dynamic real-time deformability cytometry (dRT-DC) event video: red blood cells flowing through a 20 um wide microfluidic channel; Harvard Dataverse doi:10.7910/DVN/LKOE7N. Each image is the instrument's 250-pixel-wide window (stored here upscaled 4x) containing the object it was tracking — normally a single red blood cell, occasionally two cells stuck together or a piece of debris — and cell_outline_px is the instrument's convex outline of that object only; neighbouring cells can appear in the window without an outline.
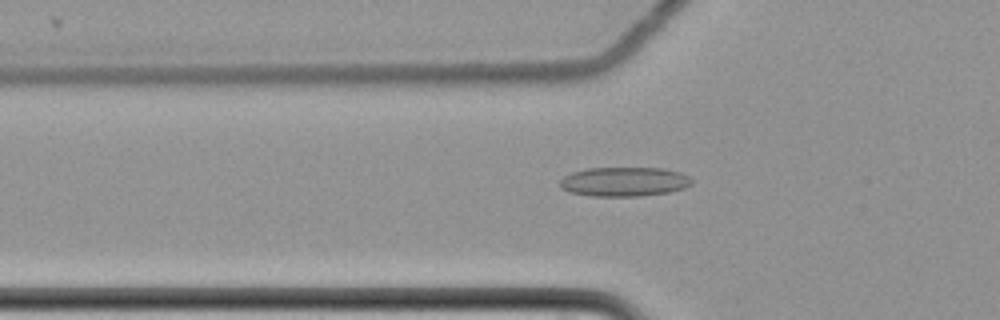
{"species": "common noctule bat (a hibernating species)", "species_latin": "Nyctalus noctula", "temperature_condition": "cold", "stored_images_in_passage": 52, "camera_frame_rate_fps": 3000, "um_per_image_px": 0.085, "animal": {"sex": "female", "body_mass_g": 22.7, "forearm_length_mm": 54.2}, "frame": {"image": 1, "passage_image": 13, "time_ms": 4.0, "image_size_px": [1000, 320], "cell_outline_px": [[692, 184], [684, 188], [668, 192], [640, 196], [592, 196], [568, 192], [560, 188], [560, 180], [564, 176], [572, 172], [588, 168], [664, 168], [680, 172], [688, 176], [692, 180]], "centroid_in_image_um": [53.04, 15.44], "position_along_channel_um": 72.8, "area_um2": 22.6}}
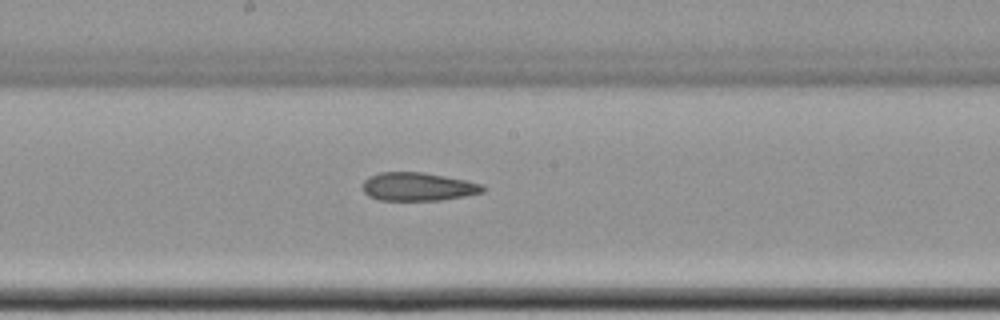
{"frame": {"image": 2, "passage_image": 25, "time_ms": 8.0, "image_size_px": [1000, 320], "cell_outline_px": [[484, 192], [464, 196], [440, 200], [380, 200], [368, 196], [364, 192], [364, 180], [368, 176], [380, 172], [424, 172], [484, 184]], "centroid_in_image_um": [35.52, 15.86], "position_along_channel_um": 212.7, "area_um2": 19.77}}
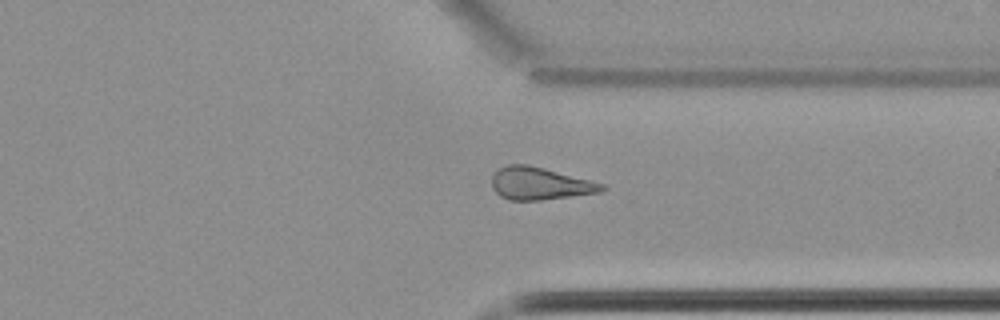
{"frame": {"image": 3, "passage_image": 38, "time_ms": 12.333, "image_size_px": [1000, 320], "cell_outline_px": [[608, 188], [600, 192], [540, 200], [508, 200], [500, 196], [492, 188], [492, 176], [500, 168], [508, 164], [528, 164], [544, 168], [604, 184]], "centroid_in_image_um": [45.87, 15.6], "position_along_channel_um": 365.5, "area_um2": 20.63}}